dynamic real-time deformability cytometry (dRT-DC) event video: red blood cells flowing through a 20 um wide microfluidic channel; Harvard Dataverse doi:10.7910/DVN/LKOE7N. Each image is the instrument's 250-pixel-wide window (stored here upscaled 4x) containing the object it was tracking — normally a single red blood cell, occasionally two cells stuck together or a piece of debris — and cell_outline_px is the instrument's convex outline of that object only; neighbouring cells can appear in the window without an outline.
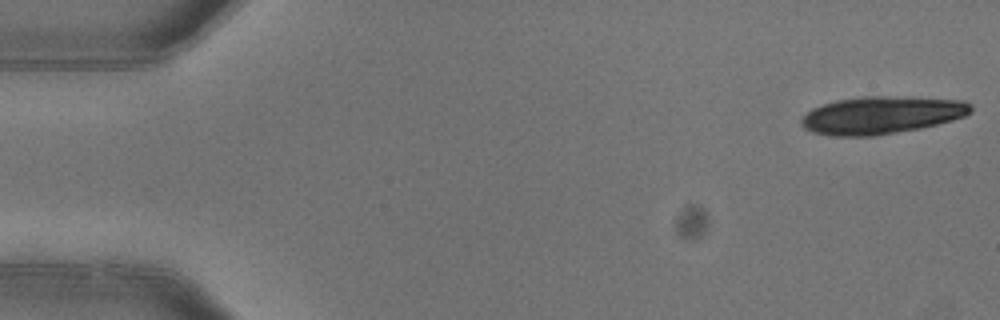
{"species": "common noctule bat (a hibernating species)", "species_latin": "Nyctalus noctula", "temperature_condition": "warm", "stored_images_in_passage": 6, "camera_frame_rate_fps": 3000, "um_per_image_px": 0.085, "animal": {"sex": "female"}, "frame": {"image": 1, "passage_image": 1, "time_ms": 0.0, "image_size_px": [1000, 320], "cell_outline_px": [[972, 112], [964, 116], [952, 120], [920, 128], [872, 136], [832, 136], [812, 132], [804, 128], [800, 124], [800, 120], [812, 108], [836, 100], [860, 96], [912, 96], [964, 100], [972, 104]], "centroid_in_image_um": [74.95, 9.77], "position_along_channel_um": 10.1, "area_um2": 37.4}}
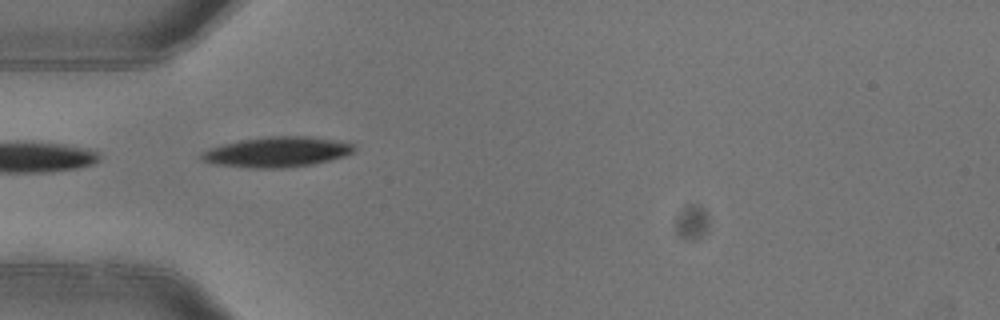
{"frame": {"image": 2, "passage_image": 5, "time_ms": 1.333, "image_size_px": [1000, 320], "cell_outline_px": [[356, 148], [352, 152], [344, 156], [312, 164], [284, 168], [248, 168], [212, 164], [204, 160], [200, 156], [200, 152], [208, 148], [240, 140], [272, 136], [304, 136], [332, 140], [352, 144]], "centroid_in_image_um": [23.48, 12.93], "position_along_channel_um": 61.5, "area_um2": 26.65}}